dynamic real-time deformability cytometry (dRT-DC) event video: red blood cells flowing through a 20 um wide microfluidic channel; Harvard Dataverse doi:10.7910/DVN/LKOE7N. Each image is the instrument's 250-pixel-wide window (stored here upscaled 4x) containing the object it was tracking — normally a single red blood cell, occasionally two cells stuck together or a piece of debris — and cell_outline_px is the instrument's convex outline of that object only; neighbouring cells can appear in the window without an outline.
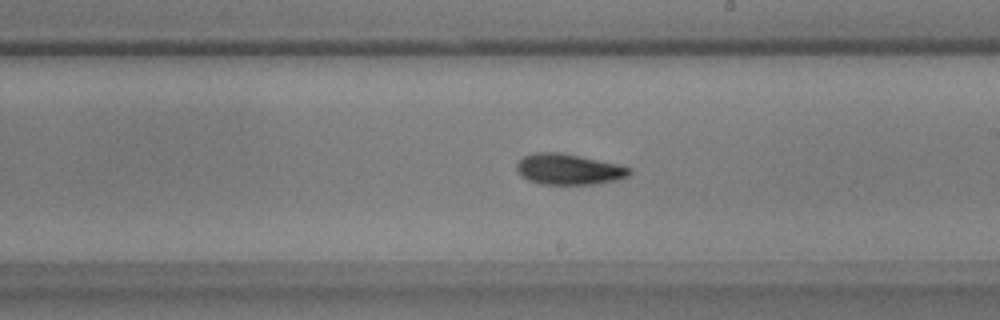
{"species": "common noctule bat (a hibernating species)", "species_latin": "Nyctalus noctula", "temperature_condition": "warm", "stored_images_in_passage": 44, "camera_frame_rate_fps": 3000, "um_per_image_px": 0.085, "animal": {"sex": "male", "body_mass_g": 17.9, "forearm_length_mm": 54.2}, "frame": {"image": 1, "passage_image": 20, "time_ms": 6.333, "image_size_px": [1000, 320], "cell_outline_px": [[632, 172], [628, 176], [616, 180], [592, 184], [540, 184], [528, 180], [520, 176], [516, 172], [516, 164], [524, 156], [532, 152], [560, 152], [620, 164], [632, 168]], "centroid_in_image_um": [48.32, 14.38], "position_along_channel_um": 240.7, "area_um2": 20.46}}
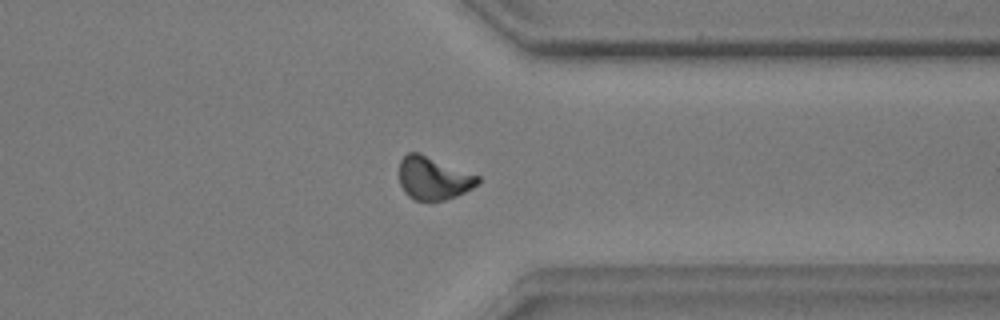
{"frame": {"image": 2, "passage_image": 31, "time_ms": 10.0, "image_size_px": [1000, 320], "cell_outline_px": [[480, 184], [456, 196], [444, 200], [416, 200], [408, 196], [404, 192], [400, 184], [400, 160], [408, 152], [420, 152], [480, 176]], "centroid_in_image_um": [36.85, 15.13], "position_along_channel_um": 374.5, "area_um2": 19.77}}
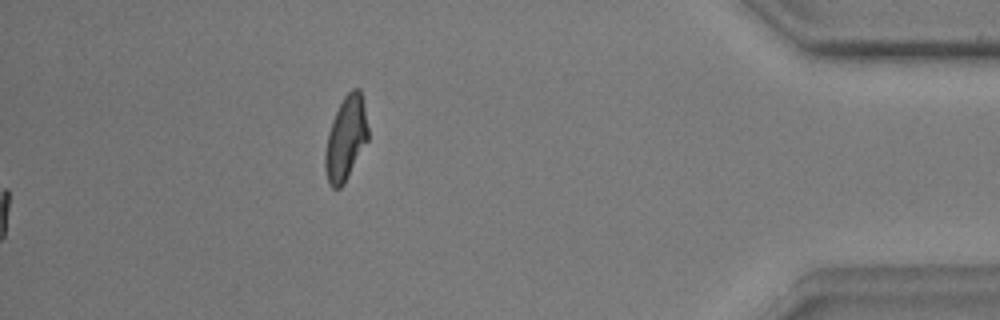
{"frame": {"image": 3, "passage_image": 44, "time_ms": 14.333, "image_size_px": [1000, 320], "cell_outline_px": [[368, 140], [344, 184], [340, 188], [332, 188], [328, 184], [324, 168], [324, 156], [328, 132], [332, 120], [344, 96], [352, 88], [360, 88], [368, 128]], "centroid_in_image_um": [29.38, 11.79], "position_along_channel_um": 405.8, "area_um2": 20.98}, "authors_computed_cell_mechanics": {"area_um2": 19.9121, "velocity_mm_per_s": 3.7099, "shape_relaxation_time_tau1_ms": 4.7714, "shape_relaxation_time_tau2_ms": 4.9631, "deformation_change_tau1": 0.1383, "deformation_change_tau2": 0.1055}}